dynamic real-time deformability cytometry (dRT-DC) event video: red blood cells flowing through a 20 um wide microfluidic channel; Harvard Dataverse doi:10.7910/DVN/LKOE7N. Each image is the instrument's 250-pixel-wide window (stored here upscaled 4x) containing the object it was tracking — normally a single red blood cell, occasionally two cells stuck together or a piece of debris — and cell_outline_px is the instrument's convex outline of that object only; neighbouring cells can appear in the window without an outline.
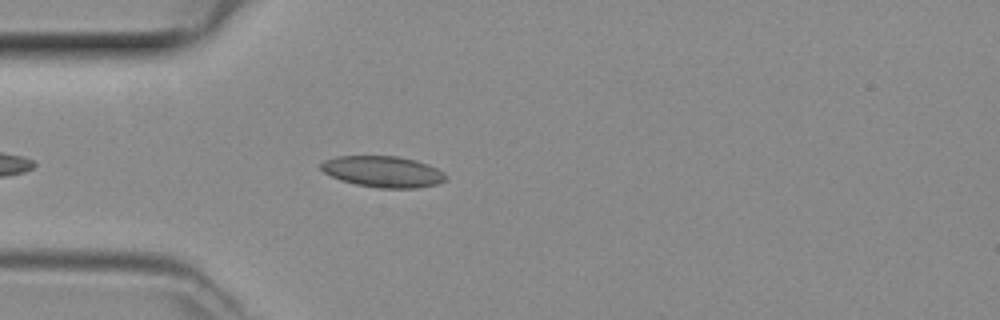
{"species": "common noctule bat (a hibernating species)", "species_latin": "Nyctalus noctula", "temperature_condition": "room temperature", "stored_images_in_passage": 34, "camera_frame_rate_fps": 3000, "um_per_image_px": 0.085, "animal": {"sex": "female", "body_mass_g": 29.2, "forearm_length_mm": 56.3}, "frame": {"image": 1, "passage_image": 6, "time_ms": 1.667, "image_size_px": [1000, 320], "cell_outline_px": [[448, 180], [436, 184], [416, 188], [380, 188], [356, 184], [340, 180], [324, 172], [320, 168], [320, 164], [324, 160], [336, 156], [396, 156], [416, 160], [428, 164], [444, 172], [448, 176]], "centroid_in_image_um": [32.57, 14.59], "position_along_channel_um": 52.4, "area_um2": 22.77}}
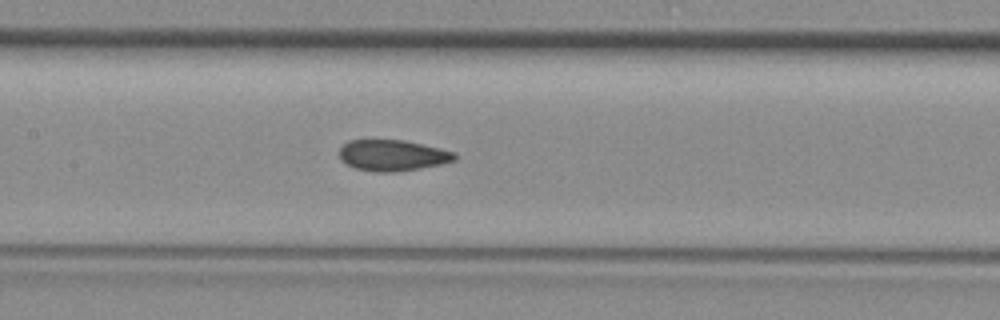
{"frame": {"image": 2, "passage_image": 15, "time_ms": 4.667, "image_size_px": [1000, 320], "cell_outline_px": [[456, 160], [440, 164], [420, 168], [396, 172], [376, 172], [356, 168], [340, 160], [340, 148], [348, 140], [404, 140], [440, 148], [452, 152], [456, 156]], "centroid_in_image_um": [33.35, 13.2], "position_along_channel_um": 174.1, "area_um2": 20.69}}
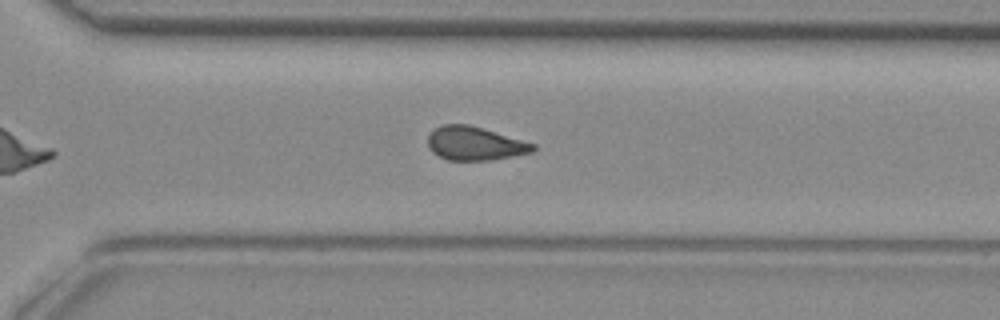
{"frame": {"image": 3, "passage_image": 26, "time_ms": 8.333, "image_size_px": [1000, 320], "cell_outline_px": [[536, 148], [532, 152], [492, 160], [448, 160], [432, 152], [428, 148], [428, 136], [432, 128], [444, 124], [468, 124], [484, 128], [536, 144]], "centroid_in_image_um": [40.34, 12.18], "position_along_channel_um": 330.3, "area_um2": 20.75}}